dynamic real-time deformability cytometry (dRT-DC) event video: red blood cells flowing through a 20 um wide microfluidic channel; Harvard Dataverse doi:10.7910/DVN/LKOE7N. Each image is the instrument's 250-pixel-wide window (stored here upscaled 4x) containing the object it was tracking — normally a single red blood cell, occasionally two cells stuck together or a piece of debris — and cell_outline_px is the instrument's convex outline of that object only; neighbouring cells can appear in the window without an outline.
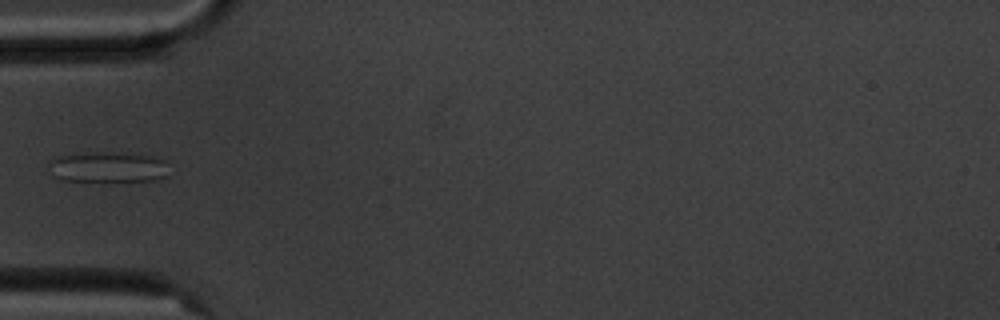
{"species": "common noctule bat (a hibernating species)", "species_latin": "Nyctalus noctula", "temperature_condition": "cold", "stored_images_in_passage": 6, "camera_frame_rate_fps": 3000, "um_per_image_px": 0.085, "animal": {"sex": "male", "body_mass_g": 20.1, "forearm_length_mm": 53.5}, "frame": {"image": 1, "passage_image": 6, "time_ms": 5.667, "image_size_px": [1000, 320], "cell_outline_px": [[164, 176], [156, 180], [60, 180], [56, 176], [48, 164], [48, 160], [52, 156], [96, 152], [140, 152], [164, 160]], "centroid_in_image_um": [9.12, 14.15], "position_along_channel_um": 75.9, "area_um2": 21.21}}